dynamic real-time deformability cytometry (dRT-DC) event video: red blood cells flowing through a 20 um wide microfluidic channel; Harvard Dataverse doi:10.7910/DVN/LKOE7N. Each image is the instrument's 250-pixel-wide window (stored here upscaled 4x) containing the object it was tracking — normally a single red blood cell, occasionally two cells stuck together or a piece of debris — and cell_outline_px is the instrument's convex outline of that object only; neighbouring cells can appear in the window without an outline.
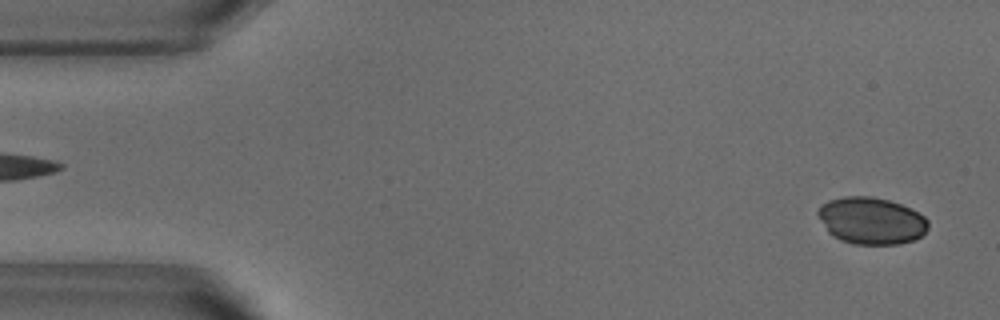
{"species": "common noctule bat (a hibernating species)", "species_latin": "Nyctalus noctula", "temperature_condition": "warm", "stored_images_in_passage": 50, "camera_frame_rate_fps": 3000, "um_per_image_px": 0.085, "animal": {"sex": "male", "body_mass_g": 18.8}, "frame": {"image": 1, "passage_image": 1, "time_ms": 0.0, "image_size_px": [1000, 320], "cell_outline_px": [[928, 228], [920, 236], [912, 240], [900, 244], [852, 244], [840, 240], [832, 236], [828, 232], [816, 212], [820, 204], [828, 200], [844, 196], [872, 196], [888, 200], [912, 208], [924, 216], [928, 220]], "centroid_in_image_um": [74.04, 18.75], "position_along_channel_um": 11.0, "area_um2": 30.35}}
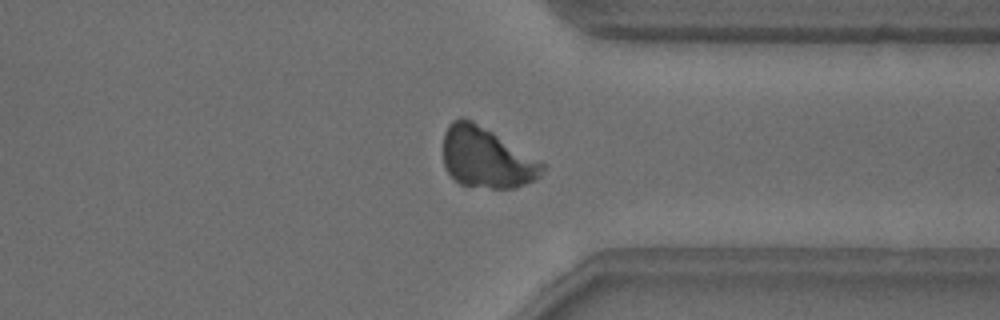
{"frame": {"image": 2, "passage_image": 38, "time_ms": 12.333, "image_size_px": [1000, 320], "cell_outline_px": [[544, 168], [540, 176], [536, 180], [516, 188], [492, 188], [460, 184], [448, 172], [444, 164], [444, 132], [448, 124], [452, 120], [472, 120], [492, 132], [544, 164]], "centroid_in_image_um": [41.33, 13.43], "position_along_channel_um": 370.1, "area_um2": 34.22}}
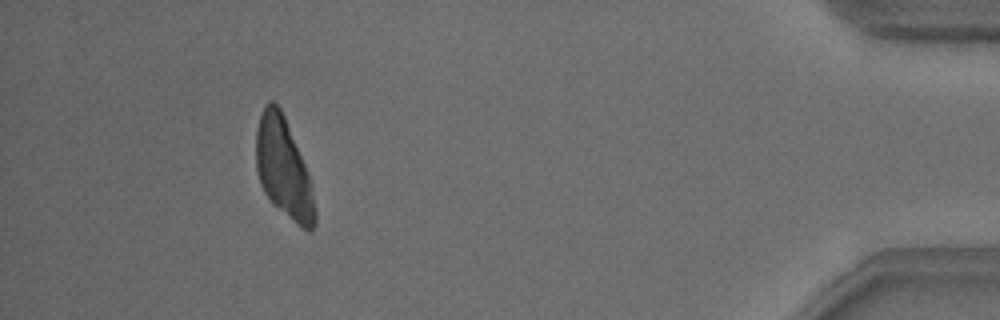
{"frame": {"image": 3, "passage_image": 46, "time_ms": 15.0, "image_size_px": [1000, 320], "cell_outline_px": [[316, 224], [308, 232], [272, 204], [264, 192], [260, 184], [256, 168], [256, 132], [260, 116], [264, 104], [268, 100], [272, 100], [280, 108], [284, 116], [308, 172], [312, 188], [316, 212]], "centroid_in_image_um": [24.09, 14.31], "position_along_channel_um": 411.1, "area_um2": 34.04}}